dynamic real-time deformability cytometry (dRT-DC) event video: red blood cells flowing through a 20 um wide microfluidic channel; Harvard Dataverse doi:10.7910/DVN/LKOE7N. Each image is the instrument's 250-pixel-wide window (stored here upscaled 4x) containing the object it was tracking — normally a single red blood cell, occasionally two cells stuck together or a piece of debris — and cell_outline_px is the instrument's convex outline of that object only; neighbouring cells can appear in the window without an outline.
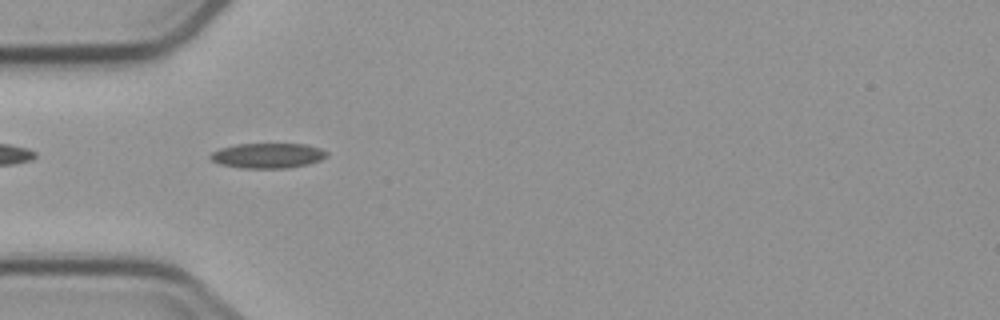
{"species": "common noctule bat (a hibernating species)", "species_latin": "Nyctalus noctula", "temperature_condition": "cold", "stored_images_in_passage": 7, "camera_frame_rate_fps": 3000, "um_per_image_px": 0.085, "animal": {"sex": "male", "body_mass_g": 23.1, "forearm_length_mm": 52.7}, "frame": {"image": 1, "passage_image": 3, "time_ms": 4.667, "image_size_px": [1000, 320], "cell_outline_px": [[328, 156], [320, 160], [308, 164], [288, 168], [240, 168], [220, 164], [212, 160], [208, 156], [212, 152], [220, 148], [236, 144], [304, 144], [320, 148], [328, 152]], "centroid_in_image_um": [22.76, 13.23], "position_along_channel_um": 62.2, "area_um2": 17.05}}
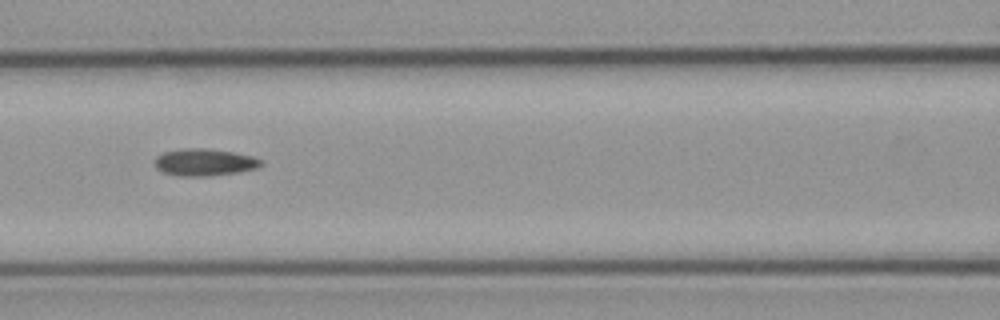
{"frame": {"image": 2, "passage_image": 5, "time_ms": 7.0, "image_size_px": [1000, 320], "cell_outline_px": [[264, 164], [256, 168], [236, 172], [208, 176], [180, 176], [164, 172], [156, 168], [156, 156], [164, 152], [184, 148], [208, 148], [232, 152], [252, 156], [264, 160]], "centroid_in_image_um": [17.4, 13.78], "position_along_channel_um": 149.2, "area_um2": 16.7}}
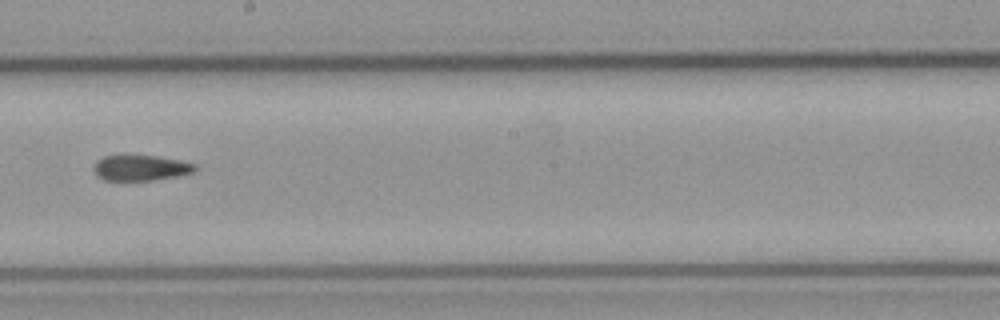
{"frame": {"image": 3, "passage_image": 7, "time_ms": 9.333, "image_size_px": [1000, 320], "cell_outline_px": [[196, 168], [192, 172], [176, 176], [152, 180], [104, 180], [96, 176], [92, 168], [96, 160], [104, 156], [156, 156], [196, 164]], "centroid_in_image_um": [11.88, 14.27], "position_along_channel_um": 236.3, "area_um2": 14.85}}